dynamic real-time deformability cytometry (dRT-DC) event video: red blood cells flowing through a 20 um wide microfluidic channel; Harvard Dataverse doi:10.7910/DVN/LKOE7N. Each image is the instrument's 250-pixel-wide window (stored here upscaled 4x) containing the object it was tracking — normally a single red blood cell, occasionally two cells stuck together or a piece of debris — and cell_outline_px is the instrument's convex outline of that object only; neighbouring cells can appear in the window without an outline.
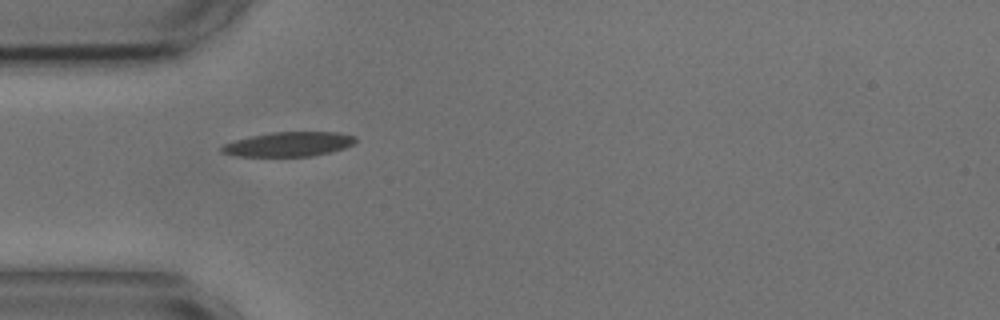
{"species": "common noctule bat (a hibernating species)", "species_latin": "Nyctalus noctula", "temperature_condition": "cold", "stored_images_in_passage": 40, "camera_frame_rate_fps": 3000, "um_per_image_px": 0.085, "animal": {"sex": "male", "body_mass_g": 17.9, "forearm_length_mm": 54.2}, "frame": {"image": 1, "passage_image": 1, "time_ms": 0.0, "image_size_px": [1000, 320], "cell_outline_px": [[356, 140], [352, 144], [344, 148], [312, 156], [236, 156], [220, 152], [220, 148], [224, 144], [236, 140], [252, 136], [272, 132], [336, 132], [356, 136]], "centroid_in_image_um": [24.53, 12.25], "position_along_channel_um": 60.5, "area_um2": 18.9}}
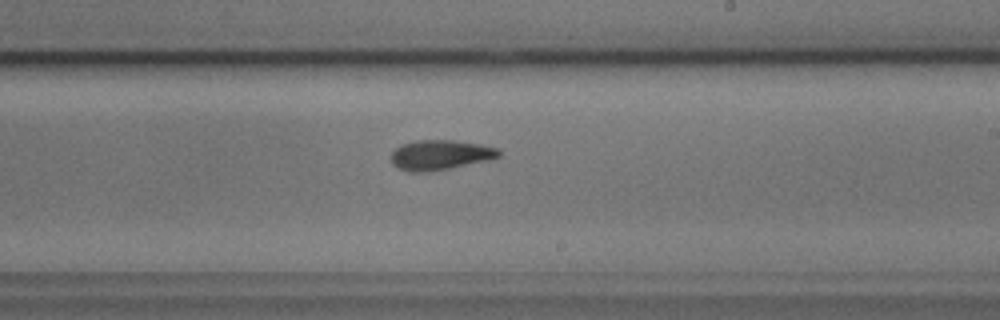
{"frame": {"image": 2, "passage_image": 17, "time_ms": 5.333, "image_size_px": [1000, 320], "cell_outline_px": [[500, 156], [488, 160], [428, 172], [408, 172], [392, 164], [392, 152], [400, 144], [416, 140], [456, 140], [480, 144], [500, 148]], "centroid_in_image_um": [37.42, 13.16], "position_along_channel_um": 251.6, "area_um2": 18.79}}
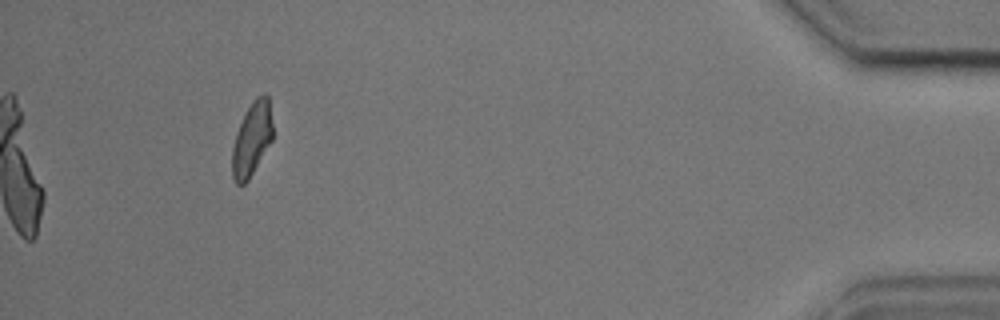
{"frame": {"image": 3, "passage_image": 36, "time_ms": 11.667, "image_size_px": [1000, 320], "cell_outline_px": [[272, 140], [248, 180], [244, 184], [236, 184], [232, 176], [232, 148], [236, 132], [252, 100], [256, 96], [264, 92], [268, 96], [272, 124]], "centroid_in_image_um": [21.4, 11.81], "position_along_channel_um": 413.8, "area_um2": 17.22}, "authors_computed_cell_mechanics": {"area_um2": 18.2937, "velocity_mm_per_s": 3.6008, "shape_relaxation_time_tau1_ms": 4.4553, "shape_relaxation_time_tau2_ms": 3.9233, "deformation_change_tau1": 0.1478, "deformation_change_tau2": 0.1199}}